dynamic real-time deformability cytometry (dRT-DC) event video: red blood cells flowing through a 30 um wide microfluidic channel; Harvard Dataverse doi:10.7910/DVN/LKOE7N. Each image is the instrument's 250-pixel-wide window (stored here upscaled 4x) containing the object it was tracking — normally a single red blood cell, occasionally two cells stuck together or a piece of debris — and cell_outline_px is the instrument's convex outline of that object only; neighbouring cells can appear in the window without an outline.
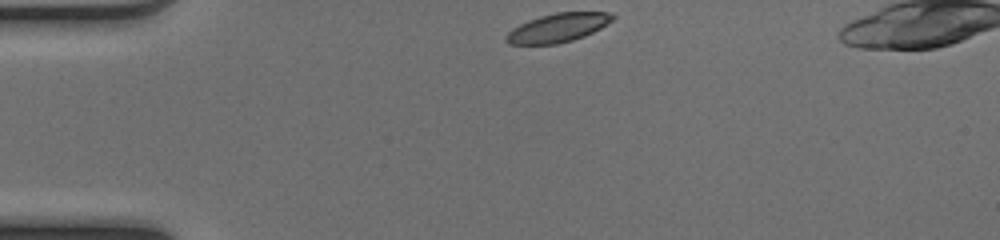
{"species": "common noctule bat (a hibernating species)", "species_latin": "Nyctalus noctula", "temperature_condition": "cold", "stored_images_in_passage": 39, "camera_frame_rate_fps": 3000, "um_per_image_px": 0.085, "animal": {"sex": "female", "body_mass_g": 17.0, "forearm_length_mm": 48.0}, "frame": {"image": 1, "passage_image": 1, "time_ms": 0.0, "image_size_px": [1000, 240], "cell_outline_px": [[616, 16], [612, 20], [600, 28], [584, 36], [572, 40], [556, 44], [508, 44], [504, 40], [504, 36], [512, 28], [528, 20], [540, 16], [556, 12], [612, 12]], "centroid_in_image_um": [47.39, 2.35], "position_along_channel_um": 37.6, "area_um2": 17.86}}
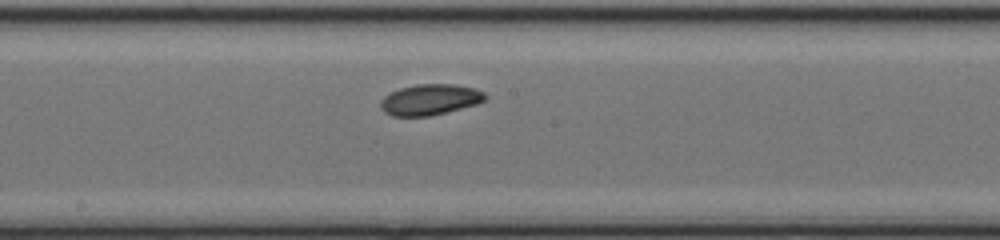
{"frame": {"image": 2, "passage_image": 17, "time_ms": 5.333, "image_size_px": [1000, 240], "cell_outline_px": [[488, 96], [484, 100], [476, 104], [428, 116], [392, 116], [384, 112], [380, 108], [380, 100], [384, 96], [400, 88], [416, 84], [456, 84], [476, 88], [484, 92]], "centroid_in_image_um": [36.54, 8.45], "position_along_channel_um": 211.7, "area_um2": 18.79}}
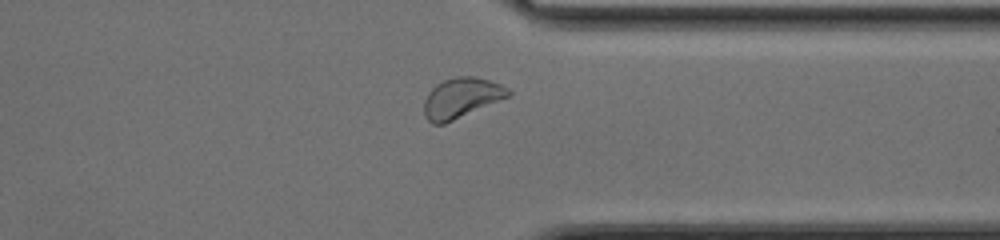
{"frame": {"image": 3, "passage_image": 29, "time_ms": 9.333, "image_size_px": [1000, 240], "cell_outline_px": [[512, 96], [444, 124], [432, 124], [424, 116], [424, 100], [428, 92], [436, 84], [444, 80], [456, 76], [472, 76], [488, 80], [500, 84], [508, 88], [512, 92]], "centroid_in_image_um": [39.23, 8.33], "position_along_channel_um": 372.2, "area_um2": 19.88}, "authors_computed_cell_mechanics": {"area_um2": 19.0162, "velocity_mm_per_s": 4.0571, "shape_relaxation_time_tau1_ms": 1.7188, "shape_relaxation_time_tau2_ms": null, "deformation_change_tau1": 0.0622, "deformation_change_tau2": null}}